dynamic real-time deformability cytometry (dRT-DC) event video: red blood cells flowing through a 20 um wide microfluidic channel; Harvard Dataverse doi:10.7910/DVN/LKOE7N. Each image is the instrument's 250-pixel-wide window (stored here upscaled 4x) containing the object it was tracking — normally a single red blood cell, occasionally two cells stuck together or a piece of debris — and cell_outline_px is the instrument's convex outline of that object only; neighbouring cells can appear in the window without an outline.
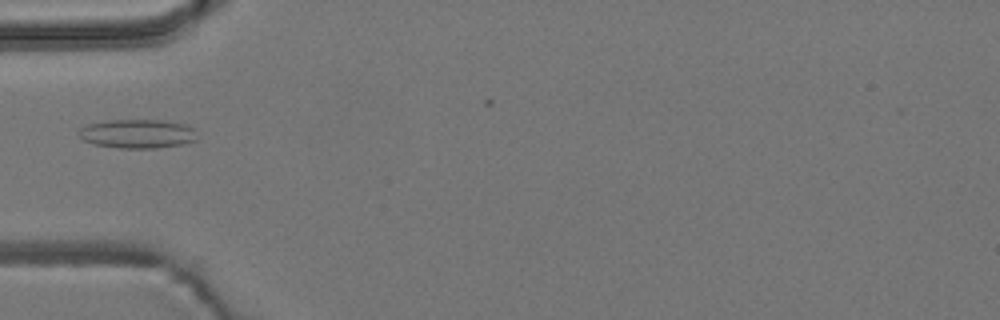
{"species": "common noctule bat (a hibernating species)", "species_latin": "Nyctalus noctula", "temperature_condition": "room temperature", "stored_images_in_passage": 3, "camera_frame_rate_fps": 3000, "um_per_image_px": 0.085, "animal": {"sex": "male", "body_mass_g": 19.2, "forearm_length_mm": 51.8}, "frame": {"image": 1, "passage_image": 3, "time_ms": 2.333, "image_size_px": [1000, 320], "cell_outline_px": [[196, 140], [180, 144], [156, 148], [120, 148], [96, 144], [84, 140], [76, 132], [80, 128], [88, 124], [108, 120], [164, 120], [184, 124], [192, 128]], "centroid_in_image_um": [11.64, 11.36], "position_along_channel_um": 73.4, "area_um2": 19.71}}